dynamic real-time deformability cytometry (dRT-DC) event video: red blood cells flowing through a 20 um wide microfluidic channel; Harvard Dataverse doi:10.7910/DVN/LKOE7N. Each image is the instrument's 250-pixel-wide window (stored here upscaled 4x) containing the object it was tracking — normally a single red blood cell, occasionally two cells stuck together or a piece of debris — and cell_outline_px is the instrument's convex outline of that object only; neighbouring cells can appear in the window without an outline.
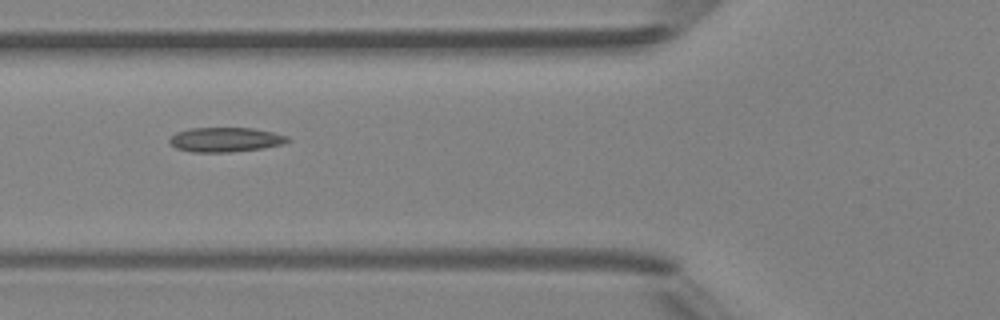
{"species": "Egyptian fruit bat (a non-hibernating species)", "species_latin": "Rousettus aegyptiacus", "temperature_condition": "room temperature", "stored_images_in_passage": 2, "camera_frame_rate_fps": 3000, "um_per_image_px": 0.085, "animal": {"sex": "female"}, "frame": {"image": 1, "passage_image": 2, "time_ms": 1.0, "image_size_px": [1000, 320], "cell_outline_px": [[292, 140], [284, 144], [264, 148], [232, 152], [192, 152], [176, 148], [168, 140], [176, 132], [188, 128], [252, 128], [272, 132], [288, 136]], "centroid_in_image_um": [19.19, 11.87], "position_along_channel_um": 106.6, "area_um2": 16.99}}